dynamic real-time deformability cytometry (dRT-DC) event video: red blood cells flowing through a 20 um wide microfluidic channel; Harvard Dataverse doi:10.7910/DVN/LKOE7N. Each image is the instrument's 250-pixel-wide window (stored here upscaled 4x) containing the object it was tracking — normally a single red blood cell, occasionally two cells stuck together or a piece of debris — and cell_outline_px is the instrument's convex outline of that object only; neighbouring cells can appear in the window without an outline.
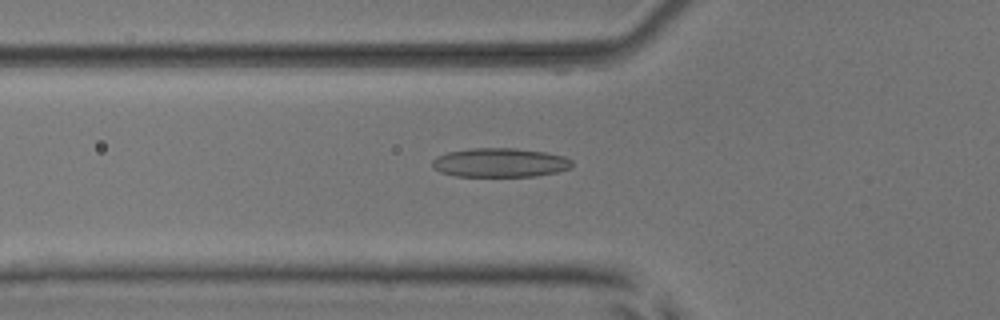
{"species": "common noctule bat (a hibernating species)", "species_latin": "Nyctalus noctula", "temperature_condition": "room temperature", "stored_images_in_passage": 53, "camera_frame_rate_fps": 3000, "um_per_image_px": 0.085, "animal": {"sex": "male", "body_mass_g": 17.9, "forearm_length_mm": 54.2}, "frame": {"image": 1, "passage_image": 19, "time_ms": 6.0, "image_size_px": [1000, 320], "cell_outline_px": [[572, 164], [568, 168], [556, 172], [536, 176], [456, 176], [440, 172], [432, 168], [432, 160], [436, 156], [448, 152], [472, 148], [516, 148], [544, 152], [564, 156], [572, 160]], "centroid_in_image_um": [42.46, 13.82], "position_along_channel_um": 83.3, "area_um2": 23.64}}
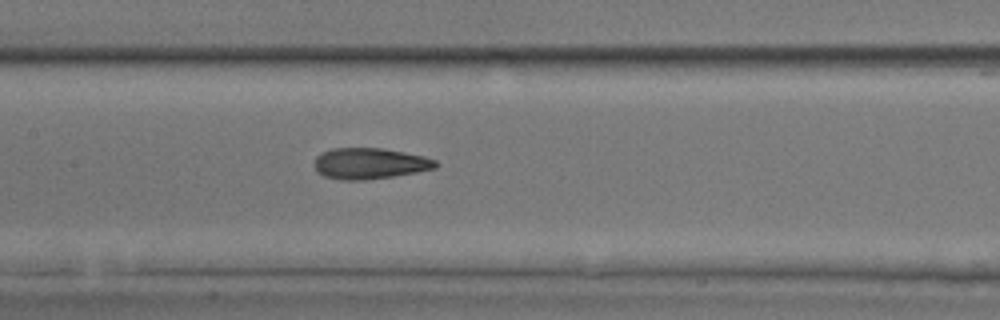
{"frame": {"image": 2, "passage_image": 26, "time_ms": 8.333, "image_size_px": [1000, 320], "cell_outline_px": [[440, 164], [436, 168], [416, 172], [392, 176], [364, 180], [340, 180], [324, 176], [316, 172], [312, 164], [316, 156], [320, 152], [332, 148], [384, 148], [424, 156], [436, 160]], "centroid_in_image_um": [31.38, 13.89], "position_along_channel_um": 176.0, "area_um2": 22.25}}
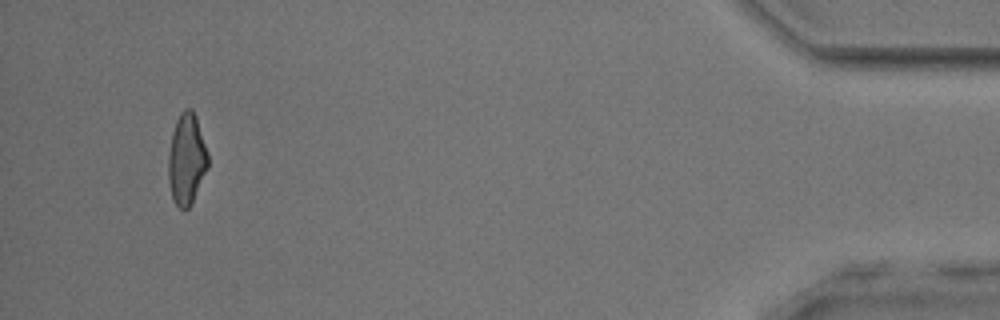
{"frame": {"image": 3, "passage_image": 50, "time_ms": 16.333, "image_size_px": [1000, 320], "cell_outline_px": [[208, 168], [188, 208], [184, 212], [172, 200], [168, 180], [168, 156], [172, 132], [176, 120], [180, 112], [184, 108], [192, 108], [196, 116], [208, 152]], "centroid_in_image_um": [15.85, 13.51], "position_along_channel_um": 419.4, "area_um2": 21.15}, "authors_computed_cell_mechanics": {"area_um2": 21.964, "velocity_mm_per_s": 3.955, "shape_relaxation_time_tau1_ms": 7.1496, "shape_relaxation_time_tau2_ms": 1.7685, "deformation_change_tau1": 0.2016, "deformation_change_tau2": 0.0931}}